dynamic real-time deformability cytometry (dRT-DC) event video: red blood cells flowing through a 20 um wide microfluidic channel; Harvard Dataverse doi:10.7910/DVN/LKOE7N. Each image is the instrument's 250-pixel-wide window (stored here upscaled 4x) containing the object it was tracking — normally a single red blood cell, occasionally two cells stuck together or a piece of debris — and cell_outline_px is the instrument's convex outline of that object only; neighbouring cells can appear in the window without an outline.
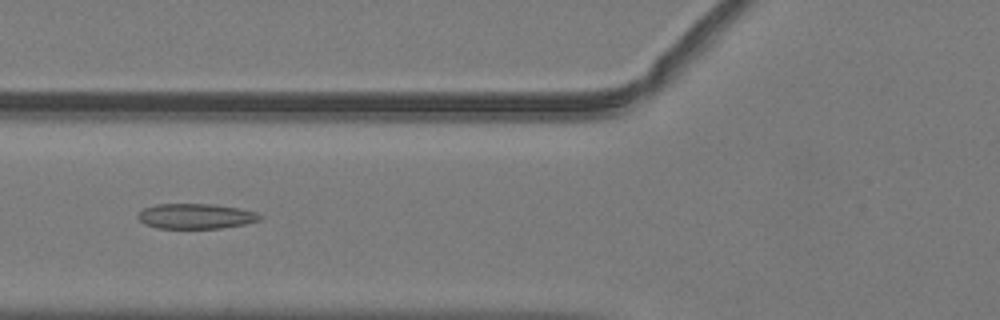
{"species": "common noctule bat (a hibernating species)", "species_latin": "Nyctalus noctula", "temperature_condition": "warm", "stored_images_in_passage": 35, "camera_frame_rate_fps": 3000, "um_per_image_px": 0.085, "animal": {"sex": "male", "body_mass_g": 19.2, "forearm_length_mm": 51.8}, "frame": {"image": 1, "passage_image": 6, "time_ms": 1.667, "image_size_px": [1000, 320], "cell_outline_px": [[264, 216], [260, 220], [244, 224], [220, 228], [156, 228], [144, 224], [136, 216], [144, 208], [156, 204], [212, 204], [240, 208], [256, 212]], "centroid_in_image_um": [16.65, 18.37], "position_along_channel_um": 109.2, "area_um2": 17.92}, "authors_computed_cell_mechanics": {"area_um2": 17.629, "velocity_mm_per_s": 4.0554, "shape_relaxation_time_tau1_ms": null, "shape_relaxation_time_tau2_ms": 2.9293, "deformation_change_tau1": null, "deformation_change_tau2": 0.1147}}